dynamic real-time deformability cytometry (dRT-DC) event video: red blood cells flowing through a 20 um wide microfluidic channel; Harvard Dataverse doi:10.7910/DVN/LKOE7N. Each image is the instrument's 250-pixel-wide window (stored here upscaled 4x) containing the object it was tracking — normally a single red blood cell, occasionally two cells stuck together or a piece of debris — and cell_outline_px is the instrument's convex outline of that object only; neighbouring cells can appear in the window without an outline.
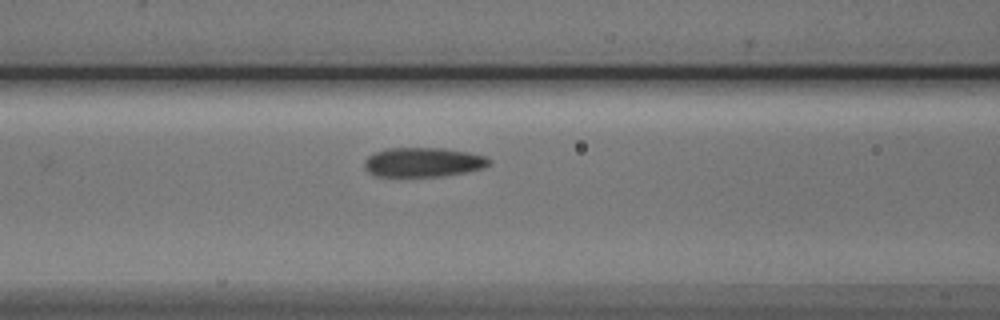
{"species": "Egyptian fruit bat (a non-hibernating species)", "species_latin": "Rousettus aegyptiacus", "temperature_condition": "cold", "stored_images_in_passage": 6, "camera_frame_rate_fps": 3000, "um_per_image_px": 0.085, "animal": {"sex": "male"}, "frame": {"image": 1, "passage_image": 6, "time_ms": 6.667, "image_size_px": [1000, 320], "cell_outline_px": [[492, 164], [484, 168], [468, 172], [444, 176], [376, 176], [368, 172], [364, 168], [364, 160], [368, 156], [376, 152], [388, 148], [444, 148], [468, 152], [488, 156], [492, 160]], "centroid_in_image_um": [36.03, 13.79], "position_along_channel_um": 130.6, "area_um2": 21.68}}